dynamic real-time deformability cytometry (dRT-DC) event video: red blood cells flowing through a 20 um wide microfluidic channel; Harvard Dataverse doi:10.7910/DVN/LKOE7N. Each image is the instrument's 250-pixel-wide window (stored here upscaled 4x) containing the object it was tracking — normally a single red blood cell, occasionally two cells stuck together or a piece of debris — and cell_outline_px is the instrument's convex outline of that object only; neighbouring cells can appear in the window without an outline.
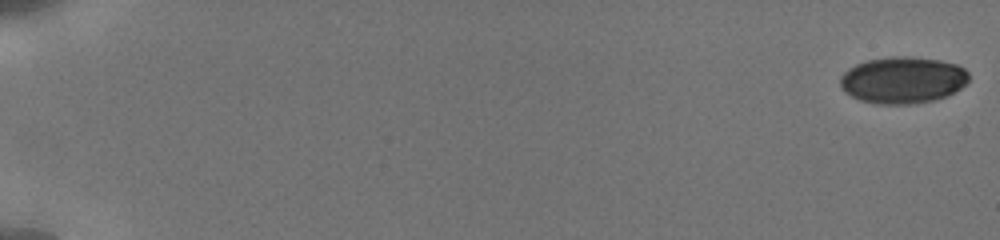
{"species": "human", "species_latin": "Homo sapiens", "temperature_condition": "cold", "stored_images_in_passage": 29, "camera_frame_rate_fps": 3000, "um_per_image_px": 0.085, "donor": {"sex": "male"}, "frame": {"image": 1, "passage_image": 1, "time_ms": 0.0, "image_size_px": [1000, 240], "cell_outline_px": [[968, 80], [960, 88], [948, 96], [932, 100], [908, 104], [880, 104], [860, 100], [844, 92], [840, 84], [840, 76], [848, 68], [856, 64], [868, 60], [892, 56], [912, 56], [940, 60], [956, 64], [964, 68], [968, 72]], "centroid_in_image_um": [76.72, 6.79], "position_along_channel_um": 8.3, "area_um2": 35.03}}
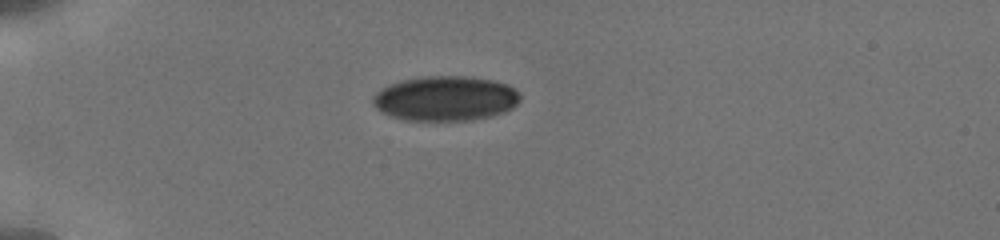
{"frame": {"image": 2, "passage_image": 20, "time_ms": 5.333, "image_size_px": [1000, 240], "cell_outline_px": [[520, 100], [512, 108], [504, 112], [492, 116], [472, 120], [404, 120], [380, 112], [372, 104], [372, 96], [380, 88], [388, 84], [404, 80], [424, 76], [472, 76], [492, 80], [508, 84], [520, 92]], "centroid_in_image_um": [37.86, 8.36], "position_along_channel_um": 47.1, "area_um2": 38.84}}
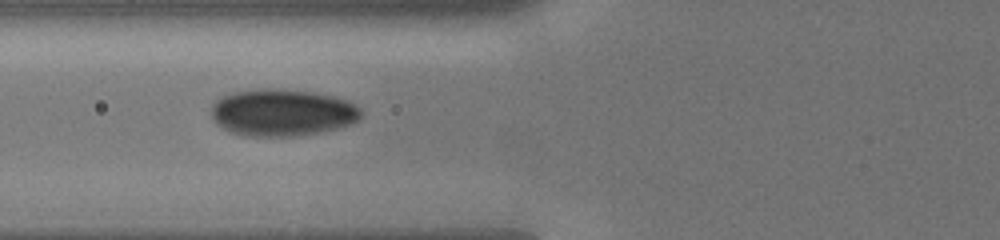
{"frame": {"image": 3, "passage_image": 28, "time_ms": 7.667, "image_size_px": [1000, 240], "cell_outline_px": [[360, 116], [356, 120], [348, 124], [336, 128], [316, 132], [288, 136], [248, 136], [232, 132], [216, 124], [212, 116], [212, 104], [220, 96], [232, 92], [260, 88], [276, 88], [312, 92], [336, 96], [348, 100], [356, 104], [360, 108]], "centroid_in_image_um": [23.96, 9.54], "position_along_channel_um": 101.8, "area_um2": 40.86}}